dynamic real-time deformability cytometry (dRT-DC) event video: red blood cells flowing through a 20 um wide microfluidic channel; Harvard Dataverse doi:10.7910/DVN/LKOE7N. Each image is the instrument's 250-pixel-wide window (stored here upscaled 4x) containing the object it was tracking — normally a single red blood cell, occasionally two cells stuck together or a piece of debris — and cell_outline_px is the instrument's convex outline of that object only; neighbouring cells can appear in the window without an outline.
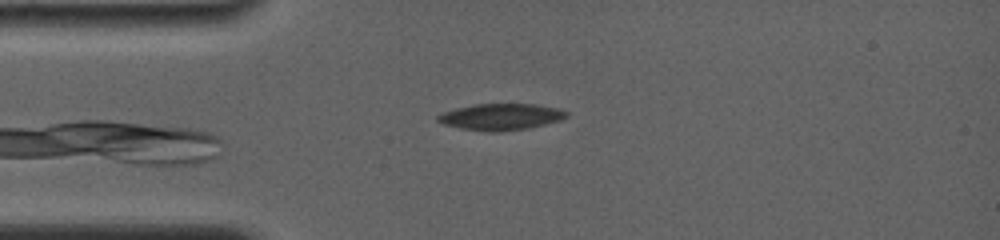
{"species": "common noctule bat (a hibernating species)", "species_latin": "Nyctalus noctula", "temperature_condition": "room temperature", "stored_images_in_passage": 9, "camera_frame_rate_fps": 4000, "um_per_image_px": 0.085, "animal": {"sex": "female", "body_mass_g": 19.0, "forearm_length_mm": 56.7}, "frame": {"image": 1, "passage_image": 7, "time_ms": 3.5, "image_size_px": [1000, 240], "cell_outline_px": [[568, 116], [560, 120], [528, 128], [500, 132], [488, 132], [460, 128], [444, 124], [436, 120], [436, 116], [444, 112], [456, 108], [472, 104], [536, 104], [560, 108], [568, 112]], "centroid_in_image_um": [42.58, 9.93], "position_along_channel_um": 42.4, "area_um2": 19.94}}